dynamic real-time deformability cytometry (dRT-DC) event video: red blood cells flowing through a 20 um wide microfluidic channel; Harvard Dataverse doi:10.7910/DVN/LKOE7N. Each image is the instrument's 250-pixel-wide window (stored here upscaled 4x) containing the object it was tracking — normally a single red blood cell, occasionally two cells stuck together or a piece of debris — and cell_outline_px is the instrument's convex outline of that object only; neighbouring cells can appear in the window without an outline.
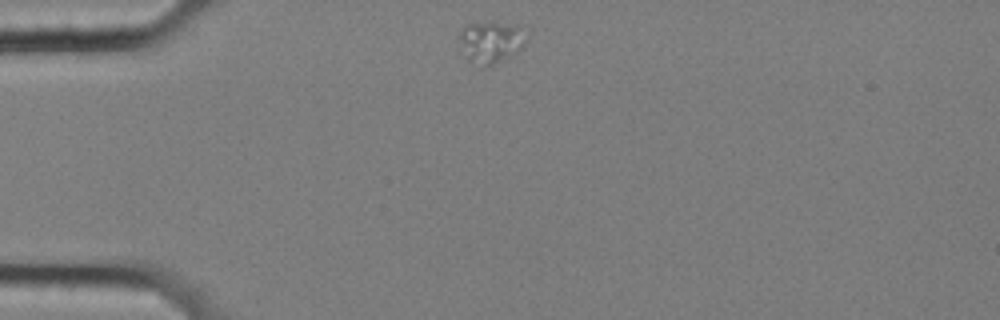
{"species": "common noctule bat (a hibernating species)", "species_latin": "Nyctalus noctula", "temperature_condition": "cold", "stored_images_in_passage": 46, "camera_frame_rate_fps": 3000, "um_per_image_px": 0.085, "animal": {"sex": "female", "body_mass_g": 25.1}, "frame": {"image": 1, "passage_image": 1, "time_ms": 0.0, "image_size_px": [1000, 320], "cell_outline_px": [[528, 40], [524, 48], [492, 64], [480, 68], [468, 60], [460, 44], [460, 28], [464, 24], [492, 20], [524, 24], [528, 36]], "centroid_in_image_um": [41.8, 3.48], "position_along_channel_um": 43.2, "area_um2": 17.34}}
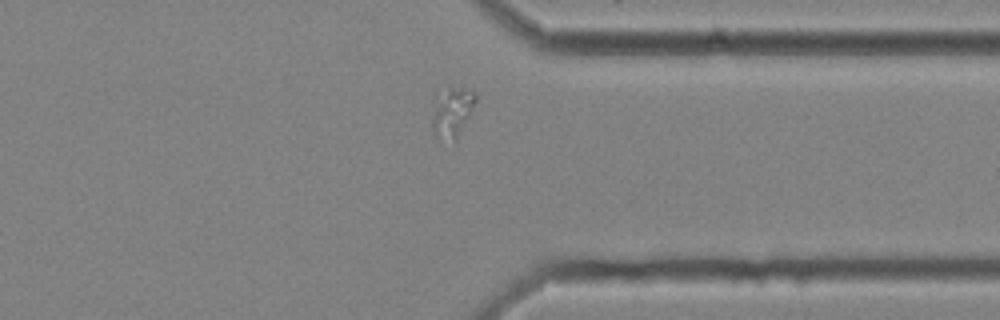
{"frame": {"image": 2, "passage_image": 33, "time_ms": 10.667, "image_size_px": [1000, 320], "cell_outline_px": [[476, 100], [456, 144], [436, 136], [432, 128], [432, 92], [448, 84], [464, 88], [472, 92], [476, 96]], "centroid_in_image_um": [38.34, 9.46], "position_along_channel_um": 373.1, "area_um2": 13.64}}
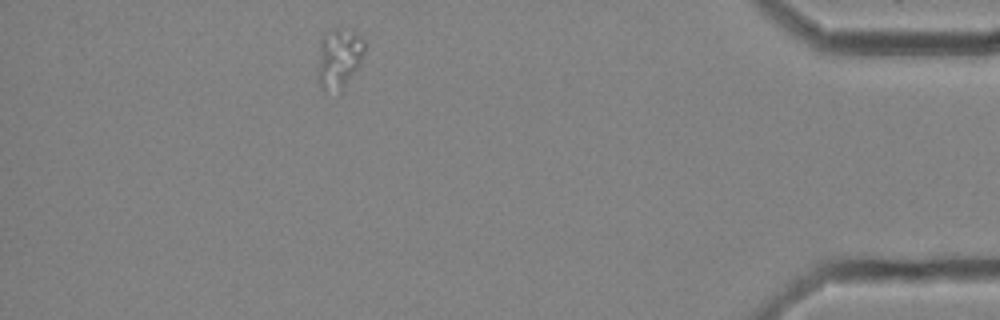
{"frame": {"image": 3, "passage_image": 40, "time_ms": 13.0, "image_size_px": [1000, 320], "cell_outline_px": [[364, 52], [360, 64], [340, 92], [320, 88], [320, 40], [324, 36], [336, 28], [356, 32], [364, 40]], "centroid_in_image_um": [28.86, 4.94], "position_along_channel_um": 406.3, "area_um2": 15.66}}